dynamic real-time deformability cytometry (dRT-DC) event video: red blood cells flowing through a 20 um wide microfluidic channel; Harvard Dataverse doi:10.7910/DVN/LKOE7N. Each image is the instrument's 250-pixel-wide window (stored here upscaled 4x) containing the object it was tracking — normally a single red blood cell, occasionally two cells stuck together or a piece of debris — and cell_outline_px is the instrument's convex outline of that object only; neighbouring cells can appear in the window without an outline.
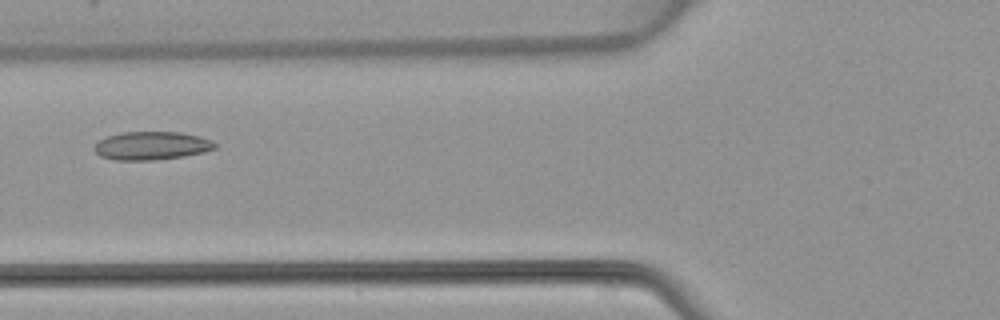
{"species": "common noctule bat (a hibernating species)", "species_latin": "Nyctalus noctula", "temperature_condition": "warm", "stored_images_in_passage": 5, "camera_frame_rate_fps": 3000, "um_per_image_px": 0.085, "animal": {"sex": "female", "body_mass_g": 22.7, "forearm_length_mm": 54.2}, "frame": {"image": 1, "passage_image": 4, "time_ms": 6.667, "image_size_px": [1000, 320], "cell_outline_px": [[216, 148], [204, 152], [184, 156], [152, 160], [116, 160], [100, 156], [92, 148], [100, 140], [108, 136], [124, 132], [180, 132], [200, 136], [212, 140], [216, 144]], "centroid_in_image_um": [12.9, 12.38], "position_along_channel_um": 112.9, "area_um2": 19.83}}
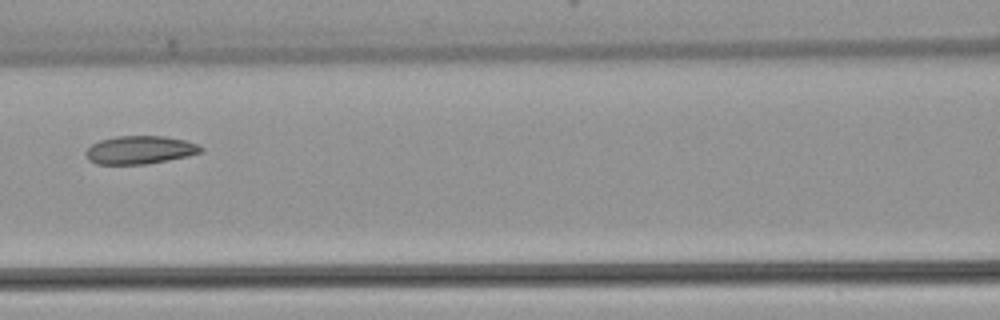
{"frame": {"image": 2, "passage_image": 5, "time_ms": 7.667, "image_size_px": [1000, 320], "cell_outline_px": [[204, 152], [188, 156], [148, 164], [96, 164], [88, 160], [84, 152], [92, 144], [100, 140], [116, 136], [164, 136], [184, 140], [200, 144], [204, 148]], "centroid_in_image_um": [11.92, 12.74], "position_along_channel_um": 154.7, "area_um2": 19.07}}